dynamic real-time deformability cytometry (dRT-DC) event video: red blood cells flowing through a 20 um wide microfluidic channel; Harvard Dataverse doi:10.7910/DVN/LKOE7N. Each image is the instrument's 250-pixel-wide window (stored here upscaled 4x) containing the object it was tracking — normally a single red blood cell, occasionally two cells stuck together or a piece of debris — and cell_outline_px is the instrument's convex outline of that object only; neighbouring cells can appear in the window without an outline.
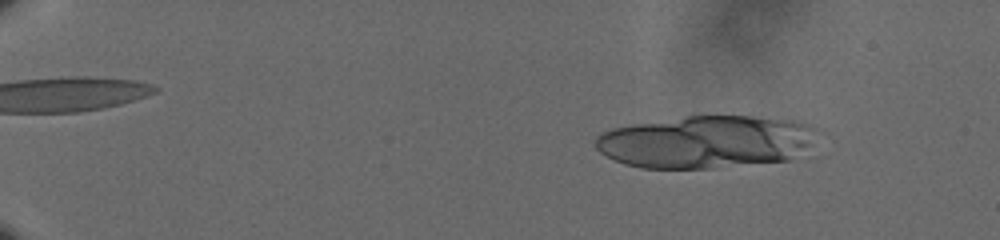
{"species": "human", "species_latin": "Homo sapiens", "temperature_condition": "cold", "stored_images_in_passage": 22, "camera_frame_rate_fps": 3000, "um_per_image_px": 0.085, "donor": {"sex": "male"}, "frame": {"image": 1, "passage_image": 8, "time_ms": 2.333, "image_size_px": [1000, 240], "cell_outline_px": [[816, 128], [804, 144], [788, 160], [712, 168], [640, 168], [624, 164], [600, 152], [596, 148], [596, 136], [612, 128], [632, 124], [688, 116], [752, 116], [800, 120], [812, 124]], "centroid_in_image_um": [59.91, 12.04], "position_along_channel_um": 25.1, "area_um2": 66.93}}